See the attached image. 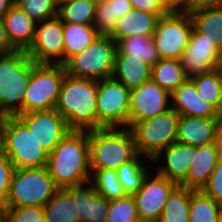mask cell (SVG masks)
Returning <instances> with one entry per match:
<instances>
[{
    "label": "cell",
    "instance_id": "cell-51",
    "mask_svg": "<svg viewBox=\"0 0 222 222\" xmlns=\"http://www.w3.org/2000/svg\"><path fill=\"white\" fill-rule=\"evenodd\" d=\"M217 222H222V208L220 210Z\"/></svg>",
    "mask_w": 222,
    "mask_h": 222
},
{
    "label": "cell",
    "instance_id": "cell-31",
    "mask_svg": "<svg viewBox=\"0 0 222 222\" xmlns=\"http://www.w3.org/2000/svg\"><path fill=\"white\" fill-rule=\"evenodd\" d=\"M151 79L171 94L188 78L179 59H160L151 67Z\"/></svg>",
    "mask_w": 222,
    "mask_h": 222
},
{
    "label": "cell",
    "instance_id": "cell-38",
    "mask_svg": "<svg viewBox=\"0 0 222 222\" xmlns=\"http://www.w3.org/2000/svg\"><path fill=\"white\" fill-rule=\"evenodd\" d=\"M14 5L36 23L58 15V7L54 0H14Z\"/></svg>",
    "mask_w": 222,
    "mask_h": 222
},
{
    "label": "cell",
    "instance_id": "cell-47",
    "mask_svg": "<svg viewBox=\"0 0 222 222\" xmlns=\"http://www.w3.org/2000/svg\"><path fill=\"white\" fill-rule=\"evenodd\" d=\"M219 5H222V0H196V8Z\"/></svg>",
    "mask_w": 222,
    "mask_h": 222
},
{
    "label": "cell",
    "instance_id": "cell-35",
    "mask_svg": "<svg viewBox=\"0 0 222 222\" xmlns=\"http://www.w3.org/2000/svg\"><path fill=\"white\" fill-rule=\"evenodd\" d=\"M97 0H73L58 7L63 23L93 25Z\"/></svg>",
    "mask_w": 222,
    "mask_h": 222
},
{
    "label": "cell",
    "instance_id": "cell-44",
    "mask_svg": "<svg viewBox=\"0 0 222 222\" xmlns=\"http://www.w3.org/2000/svg\"><path fill=\"white\" fill-rule=\"evenodd\" d=\"M15 50L8 38L3 19L0 18V54L10 53Z\"/></svg>",
    "mask_w": 222,
    "mask_h": 222
},
{
    "label": "cell",
    "instance_id": "cell-46",
    "mask_svg": "<svg viewBox=\"0 0 222 222\" xmlns=\"http://www.w3.org/2000/svg\"><path fill=\"white\" fill-rule=\"evenodd\" d=\"M14 5V0H0V18H3Z\"/></svg>",
    "mask_w": 222,
    "mask_h": 222
},
{
    "label": "cell",
    "instance_id": "cell-34",
    "mask_svg": "<svg viewBox=\"0 0 222 222\" xmlns=\"http://www.w3.org/2000/svg\"><path fill=\"white\" fill-rule=\"evenodd\" d=\"M222 204L201 190L190 189L189 222H217Z\"/></svg>",
    "mask_w": 222,
    "mask_h": 222
},
{
    "label": "cell",
    "instance_id": "cell-14",
    "mask_svg": "<svg viewBox=\"0 0 222 222\" xmlns=\"http://www.w3.org/2000/svg\"><path fill=\"white\" fill-rule=\"evenodd\" d=\"M171 108V94L152 79L130 90L128 127Z\"/></svg>",
    "mask_w": 222,
    "mask_h": 222
},
{
    "label": "cell",
    "instance_id": "cell-50",
    "mask_svg": "<svg viewBox=\"0 0 222 222\" xmlns=\"http://www.w3.org/2000/svg\"><path fill=\"white\" fill-rule=\"evenodd\" d=\"M0 222H4V209L0 207Z\"/></svg>",
    "mask_w": 222,
    "mask_h": 222
},
{
    "label": "cell",
    "instance_id": "cell-39",
    "mask_svg": "<svg viewBox=\"0 0 222 222\" xmlns=\"http://www.w3.org/2000/svg\"><path fill=\"white\" fill-rule=\"evenodd\" d=\"M4 222H48L43 207L20 206L7 207L4 210Z\"/></svg>",
    "mask_w": 222,
    "mask_h": 222
},
{
    "label": "cell",
    "instance_id": "cell-5",
    "mask_svg": "<svg viewBox=\"0 0 222 222\" xmlns=\"http://www.w3.org/2000/svg\"><path fill=\"white\" fill-rule=\"evenodd\" d=\"M6 156L14 169H32L47 164L48 153L17 117L0 118Z\"/></svg>",
    "mask_w": 222,
    "mask_h": 222
},
{
    "label": "cell",
    "instance_id": "cell-29",
    "mask_svg": "<svg viewBox=\"0 0 222 222\" xmlns=\"http://www.w3.org/2000/svg\"><path fill=\"white\" fill-rule=\"evenodd\" d=\"M144 157L145 156L143 155L137 154L132 160L122 164L116 169L119 182L123 186V189L127 195L137 193L142 186L144 177L148 172H151L150 169L152 168V159ZM141 158H143L144 161ZM145 159L146 162L149 160L151 167H149L150 165H147L146 167V163L143 164Z\"/></svg>",
    "mask_w": 222,
    "mask_h": 222
},
{
    "label": "cell",
    "instance_id": "cell-20",
    "mask_svg": "<svg viewBox=\"0 0 222 222\" xmlns=\"http://www.w3.org/2000/svg\"><path fill=\"white\" fill-rule=\"evenodd\" d=\"M72 200L80 222H105L109 200L99 195L90 183L73 186Z\"/></svg>",
    "mask_w": 222,
    "mask_h": 222
},
{
    "label": "cell",
    "instance_id": "cell-9",
    "mask_svg": "<svg viewBox=\"0 0 222 222\" xmlns=\"http://www.w3.org/2000/svg\"><path fill=\"white\" fill-rule=\"evenodd\" d=\"M179 113L170 108L153 118L134 122L133 133L138 154L154 158L161 150L176 141Z\"/></svg>",
    "mask_w": 222,
    "mask_h": 222
},
{
    "label": "cell",
    "instance_id": "cell-13",
    "mask_svg": "<svg viewBox=\"0 0 222 222\" xmlns=\"http://www.w3.org/2000/svg\"><path fill=\"white\" fill-rule=\"evenodd\" d=\"M176 186L165 176L148 172L141 188L133 194L140 222H158L168 196Z\"/></svg>",
    "mask_w": 222,
    "mask_h": 222
},
{
    "label": "cell",
    "instance_id": "cell-28",
    "mask_svg": "<svg viewBox=\"0 0 222 222\" xmlns=\"http://www.w3.org/2000/svg\"><path fill=\"white\" fill-rule=\"evenodd\" d=\"M43 210L48 222H80L76 204L72 200V187L59 188Z\"/></svg>",
    "mask_w": 222,
    "mask_h": 222
},
{
    "label": "cell",
    "instance_id": "cell-12",
    "mask_svg": "<svg viewBox=\"0 0 222 222\" xmlns=\"http://www.w3.org/2000/svg\"><path fill=\"white\" fill-rule=\"evenodd\" d=\"M63 22L58 16L36 23L33 41L26 50L35 63L63 65Z\"/></svg>",
    "mask_w": 222,
    "mask_h": 222
},
{
    "label": "cell",
    "instance_id": "cell-2",
    "mask_svg": "<svg viewBox=\"0 0 222 222\" xmlns=\"http://www.w3.org/2000/svg\"><path fill=\"white\" fill-rule=\"evenodd\" d=\"M97 80L65 75L55 110L70 130L97 129Z\"/></svg>",
    "mask_w": 222,
    "mask_h": 222
},
{
    "label": "cell",
    "instance_id": "cell-11",
    "mask_svg": "<svg viewBox=\"0 0 222 222\" xmlns=\"http://www.w3.org/2000/svg\"><path fill=\"white\" fill-rule=\"evenodd\" d=\"M193 22L189 13H168L159 18L154 43L161 59H180L188 45Z\"/></svg>",
    "mask_w": 222,
    "mask_h": 222
},
{
    "label": "cell",
    "instance_id": "cell-45",
    "mask_svg": "<svg viewBox=\"0 0 222 222\" xmlns=\"http://www.w3.org/2000/svg\"><path fill=\"white\" fill-rule=\"evenodd\" d=\"M215 145L219 152V156L222 158V120L220 121L216 131Z\"/></svg>",
    "mask_w": 222,
    "mask_h": 222
},
{
    "label": "cell",
    "instance_id": "cell-30",
    "mask_svg": "<svg viewBox=\"0 0 222 222\" xmlns=\"http://www.w3.org/2000/svg\"><path fill=\"white\" fill-rule=\"evenodd\" d=\"M116 45V54L141 57L151 67L161 59L152 36L134 35L120 39Z\"/></svg>",
    "mask_w": 222,
    "mask_h": 222
},
{
    "label": "cell",
    "instance_id": "cell-40",
    "mask_svg": "<svg viewBox=\"0 0 222 222\" xmlns=\"http://www.w3.org/2000/svg\"><path fill=\"white\" fill-rule=\"evenodd\" d=\"M13 172L14 166L10 159L7 156L0 159V207L4 210L8 204V191Z\"/></svg>",
    "mask_w": 222,
    "mask_h": 222
},
{
    "label": "cell",
    "instance_id": "cell-10",
    "mask_svg": "<svg viewBox=\"0 0 222 222\" xmlns=\"http://www.w3.org/2000/svg\"><path fill=\"white\" fill-rule=\"evenodd\" d=\"M130 89L113 77L97 81V129L128 127Z\"/></svg>",
    "mask_w": 222,
    "mask_h": 222
},
{
    "label": "cell",
    "instance_id": "cell-37",
    "mask_svg": "<svg viewBox=\"0 0 222 222\" xmlns=\"http://www.w3.org/2000/svg\"><path fill=\"white\" fill-rule=\"evenodd\" d=\"M105 222H140L133 195L109 200Z\"/></svg>",
    "mask_w": 222,
    "mask_h": 222
},
{
    "label": "cell",
    "instance_id": "cell-32",
    "mask_svg": "<svg viewBox=\"0 0 222 222\" xmlns=\"http://www.w3.org/2000/svg\"><path fill=\"white\" fill-rule=\"evenodd\" d=\"M198 95L210 103L222 115V69L221 67L191 78Z\"/></svg>",
    "mask_w": 222,
    "mask_h": 222
},
{
    "label": "cell",
    "instance_id": "cell-24",
    "mask_svg": "<svg viewBox=\"0 0 222 222\" xmlns=\"http://www.w3.org/2000/svg\"><path fill=\"white\" fill-rule=\"evenodd\" d=\"M112 77L131 90L151 79V66L141 57L115 54Z\"/></svg>",
    "mask_w": 222,
    "mask_h": 222
},
{
    "label": "cell",
    "instance_id": "cell-48",
    "mask_svg": "<svg viewBox=\"0 0 222 222\" xmlns=\"http://www.w3.org/2000/svg\"><path fill=\"white\" fill-rule=\"evenodd\" d=\"M6 156V152H5V140H4V136L3 133L0 129V159H3Z\"/></svg>",
    "mask_w": 222,
    "mask_h": 222
},
{
    "label": "cell",
    "instance_id": "cell-16",
    "mask_svg": "<svg viewBox=\"0 0 222 222\" xmlns=\"http://www.w3.org/2000/svg\"><path fill=\"white\" fill-rule=\"evenodd\" d=\"M179 60L184 74L188 79H191L201 73L219 68L222 53L193 29L188 45Z\"/></svg>",
    "mask_w": 222,
    "mask_h": 222
},
{
    "label": "cell",
    "instance_id": "cell-42",
    "mask_svg": "<svg viewBox=\"0 0 222 222\" xmlns=\"http://www.w3.org/2000/svg\"><path fill=\"white\" fill-rule=\"evenodd\" d=\"M130 2L136 10L157 14L160 17L168 14L162 0H130Z\"/></svg>",
    "mask_w": 222,
    "mask_h": 222
},
{
    "label": "cell",
    "instance_id": "cell-4",
    "mask_svg": "<svg viewBox=\"0 0 222 222\" xmlns=\"http://www.w3.org/2000/svg\"><path fill=\"white\" fill-rule=\"evenodd\" d=\"M138 154L129 127H108L89 131L90 169H114Z\"/></svg>",
    "mask_w": 222,
    "mask_h": 222
},
{
    "label": "cell",
    "instance_id": "cell-43",
    "mask_svg": "<svg viewBox=\"0 0 222 222\" xmlns=\"http://www.w3.org/2000/svg\"><path fill=\"white\" fill-rule=\"evenodd\" d=\"M168 13H191L196 9V0H162Z\"/></svg>",
    "mask_w": 222,
    "mask_h": 222
},
{
    "label": "cell",
    "instance_id": "cell-19",
    "mask_svg": "<svg viewBox=\"0 0 222 222\" xmlns=\"http://www.w3.org/2000/svg\"><path fill=\"white\" fill-rule=\"evenodd\" d=\"M221 120L222 118L180 115L176 142L196 147L215 143L216 131Z\"/></svg>",
    "mask_w": 222,
    "mask_h": 222
},
{
    "label": "cell",
    "instance_id": "cell-25",
    "mask_svg": "<svg viewBox=\"0 0 222 222\" xmlns=\"http://www.w3.org/2000/svg\"><path fill=\"white\" fill-rule=\"evenodd\" d=\"M189 14L193 29L222 53V5L199 7Z\"/></svg>",
    "mask_w": 222,
    "mask_h": 222
},
{
    "label": "cell",
    "instance_id": "cell-15",
    "mask_svg": "<svg viewBox=\"0 0 222 222\" xmlns=\"http://www.w3.org/2000/svg\"><path fill=\"white\" fill-rule=\"evenodd\" d=\"M16 117L48 154L70 131L66 120L55 109L20 113Z\"/></svg>",
    "mask_w": 222,
    "mask_h": 222
},
{
    "label": "cell",
    "instance_id": "cell-21",
    "mask_svg": "<svg viewBox=\"0 0 222 222\" xmlns=\"http://www.w3.org/2000/svg\"><path fill=\"white\" fill-rule=\"evenodd\" d=\"M219 159L220 156L215 143L196 147L193 163L189 168L186 179L180 185L192 190H201L207 183Z\"/></svg>",
    "mask_w": 222,
    "mask_h": 222
},
{
    "label": "cell",
    "instance_id": "cell-49",
    "mask_svg": "<svg viewBox=\"0 0 222 222\" xmlns=\"http://www.w3.org/2000/svg\"><path fill=\"white\" fill-rule=\"evenodd\" d=\"M70 1H73V0H54L57 7L61 6L62 4H65L67 2H70Z\"/></svg>",
    "mask_w": 222,
    "mask_h": 222
},
{
    "label": "cell",
    "instance_id": "cell-27",
    "mask_svg": "<svg viewBox=\"0 0 222 222\" xmlns=\"http://www.w3.org/2000/svg\"><path fill=\"white\" fill-rule=\"evenodd\" d=\"M99 36L93 25L63 23V65L86 49Z\"/></svg>",
    "mask_w": 222,
    "mask_h": 222
},
{
    "label": "cell",
    "instance_id": "cell-36",
    "mask_svg": "<svg viewBox=\"0 0 222 222\" xmlns=\"http://www.w3.org/2000/svg\"><path fill=\"white\" fill-rule=\"evenodd\" d=\"M95 191L106 198L113 200L127 196L114 169H91L89 182Z\"/></svg>",
    "mask_w": 222,
    "mask_h": 222
},
{
    "label": "cell",
    "instance_id": "cell-17",
    "mask_svg": "<svg viewBox=\"0 0 222 222\" xmlns=\"http://www.w3.org/2000/svg\"><path fill=\"white\" fill-rule=\"evenodd\" d=\"M194 153H196V146L175 141L152 158L153 165L159 164L153 172L155 171L180 185L186 179L189 168L193 163Z\"/></svg>",
    "mask_w": 222,
    "mask_h": 222
},
{
    "label": "cell",
    "instance_id": "cell-23",
    "mask_svg": "<svg viewBox=\"0 0 222 222\" xmlns=\"http://www.w3.org/2000/svg\"><path fill=\"white\" fill-rule=\"evenodd\" d=\"M2 19L11 45L26 51L33 41L36 22L15 5Z\"/></svg>",
    "mask_w": 222,
    "mask_h": 222
},
{
    "label": "cell",
    "instance_id": "cell-3",
    "mask_svg": "<svg viewBox=\"0 0 222 222\" xmlns=\"http://www.w3.org/2000/svg\"><path fill=\"white\" fill-rule=\"evenodd\" d=\"M33 69L26 51L0 54V118L24 113V97Z\"/></svg>",
    "mask_w": 222,
    "mask_h": 222
},
{
    "label": "cell",
    "instance_id": "cell-1",
    "mask_svg": "<svg viewBox=\"0 0 222 222\" xmlns=\"http://www.w3.org/2000/svg\"><path fill=\"white\" fill-rule=\"evenodd\" d=\"M46 167L58 188L89 183V131L70 130L48 154Z\"/></svg>",
    "mask_w": 222,
    "mask_h": 222
},
{
    "label": "cell",
    "instance_id": "cell-8",
    "mask_svg": "<svg viewBox=\"0 0 222 222\" xmlns=\"http://www.w3.org/2000/svg\"><path fill=\"white\" fill-rule=\"evenodd\" d=\"M66 75L62 64L35 63L24 97V113L55 109Z\"/></svg>",
    "mask_w": 222,
    "mask_h": 222
},
{
    "label": "cell",
    "instance_id": "cell-26",
    "mask_svg": "<svg viewBox=\"0 0 222 222\" xmlns=\"http://www.w3.org/2000/svg\"><path fill=\"white\" fill-rule=\"evenodd\" d=\"M132 9L130 0H97L93 26L99 35L110 36L117 19Z\"/></svg>",
    "mask_w": 222,
    "mask_h": 222
},
{
    "label": "cell",
    "instance_id": "cell-41",
    "mask_svg": "<svg viewBox=\"0 0 222 222\" xmlns=\"http://www.w3.org/2000/svg\"><path fill=\"white\" fill-rule=\"evenodd\" d=\"M207 196L222 204V158L217 162L207 183L201 189Z\"/></svg>",
    "mask_w": 222,
    "mask_h": 222
},
{
    "label": "cell",
    "instance_id": "cell-7",
    "mask_svg": "<svg viewBox=\"0 0 222 222\" xmlns=\"http://www.w3.org/2000/svg\"><path fill=\"white\" fill-rule=\"evenodd\" d=\"M58 189L46 166L14 169L8 191L7 207H43Z\"/></svg>",
    "mask_w": 222,
    "mask_h": 222
},
{
    "label": "cell",
    "instance_id": "cell-22",
    "mask_svg": "<svg viewBox=\"0 0 222 222\" xmlns=\"http://www.w3.org/2000/svg\"><path fill=\"white\" fill-rule=\"evenodd\" d=\"M160 16L132 9L118 18L110 37L117 43L120 39L134 35L153 36Z\"/></svg>",
    "mask_w": 222,
    "mask_h": 222
},
{
    "label": "cell",
    "instance_id": "cell-6",
    "mask_svg": "<svg viewBox=\"0 0 222 222\" xmlns=\"http://www.w3.org/2000/svg\"><path fill=\"white\" fill-rule=\"evenodd\" d=\"M116 51V42L110 36L99 35L64 64L66 74L97 81L112 77Z\"/></svg>",
    "mask_w": 222,
    "mask_h": 222
},
{
    "label": "cell",
    "instance_id": "cell-18",
    "mask_svg": "<svg viewBox=\"0 0 222 222\" xmlns=\"http://www.w3.org/2000/svg\"><path fill=\"white\" fill-rule=\"evenodd\" d=\"M171 108L179 115L200 118H222V115L206 100L198 95L191 79L181 83L171 93Z\"/></svg>",
    "mask_w": 222,
    "mask_h": 222
},
{
    "label": "cell",
    "instance_id": "cell-33",
    "mask_svg": "<svg viewBox=\"0 0 222 222\" xmlns=\"http://www.w3.org/2000/svg\"><path fill=\"white\" fill-rule=\"evenodd\" d=\"M190 189L177 185L168 196L158 222H189Z\"/></svg>",
    "mask_w": 222,
    "mask_h": 222
}]
</instances>
